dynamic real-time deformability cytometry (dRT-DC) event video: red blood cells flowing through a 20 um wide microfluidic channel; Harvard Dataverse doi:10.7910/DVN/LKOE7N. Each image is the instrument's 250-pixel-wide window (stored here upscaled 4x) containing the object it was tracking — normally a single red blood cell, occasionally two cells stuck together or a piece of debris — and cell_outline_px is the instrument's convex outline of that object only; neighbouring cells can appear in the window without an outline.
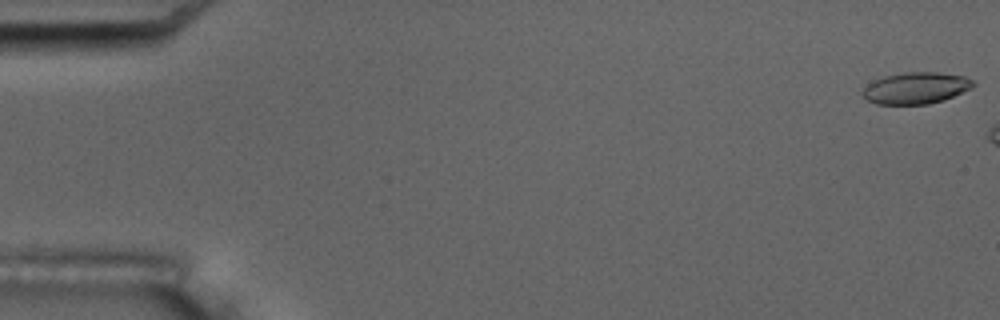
{"species": "common noctule bat (a hibernating species)", "species_latin": "Nyctalus noctula", "temperature_condition": "room temperature", "stored_images_in_passage": 3, "camera_frame_rate_fps": 3000, "um_per_image_px": 0.085, "animal": {"sex": "male", "body_mass_g": 17.5, "forearm_length_mm": 52.3}, "frame": {"image": 1, "passage_image": 1, "time_ms": 0.0, "image_size_px": [1000, 320], "cell_outline_px": [[976, 84], [972, 88], [944, 100], [928, 104], [876, 104], [868, 100], [860, 92], [868, 84], [884, 76], [904, 72], [936, 72], [964, 76], [972, 80]], "centroid_in_image_um": [77.86, 7.48], "position_along_channel_um": 7.1, "area_um2": 20.29}}